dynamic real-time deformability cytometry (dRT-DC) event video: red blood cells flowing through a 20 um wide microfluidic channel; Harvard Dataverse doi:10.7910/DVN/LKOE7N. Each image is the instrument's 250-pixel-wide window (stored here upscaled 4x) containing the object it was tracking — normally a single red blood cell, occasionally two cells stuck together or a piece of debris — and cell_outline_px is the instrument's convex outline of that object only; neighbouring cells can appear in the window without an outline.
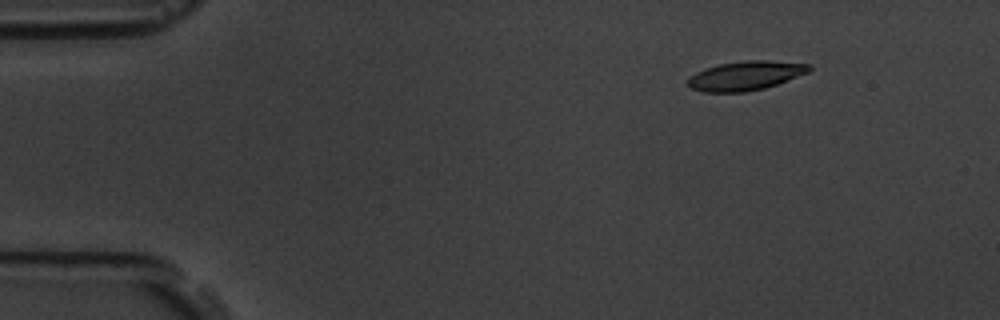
{"species": "common noctule bat (a hibernating species)", "species_latin": "Nyctalus noctula", "temperature_condition": "room temperature", "stored_images_in_passage": 7, "camera_frame_rate_fps": 3000, "um_per_image_px": 0.085, "animal": {"sex": "male", "body_mass_g": 19.5, "forearm_length_mm": 54.6}, "frame": {"image": 1, "passage_image": 3, "time_ms": 2.333, "image_size_px": [1000, 320], "cell_outline_px": [[812, 68], [808, 72], [776, 84], [764, 88], [744, 92], [704, 92], [692, 88], [688, 84], [688, 80], [696, 72], [704, 68], [720, 64], [744, 60], [768, 60], [812, 64]], "centroid_in_image_um": [63.39, 6.42], "position_along_channel_um": 21.6, "area_um2": 20.46}}
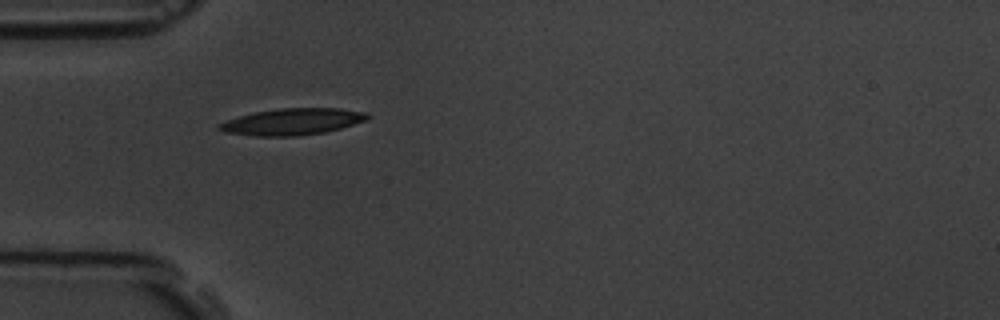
{"frame": {"image": 2, "passage_image": 6, "time_ms": 5.667, "image_size_px": [1000, 320], "cell_outline_px": [[372, 116], [364, 120], [340, 128], [324, 132], [296, 136], [256, 136], [224, 132], [216, 128], [216, 124], [252, 112], [280, 108], [340, 108], [368, 112]], "centroid_in_image_um": [24.83, 10.33], "position_along_channel_um": 60.2, "area_um2": 22.95}}
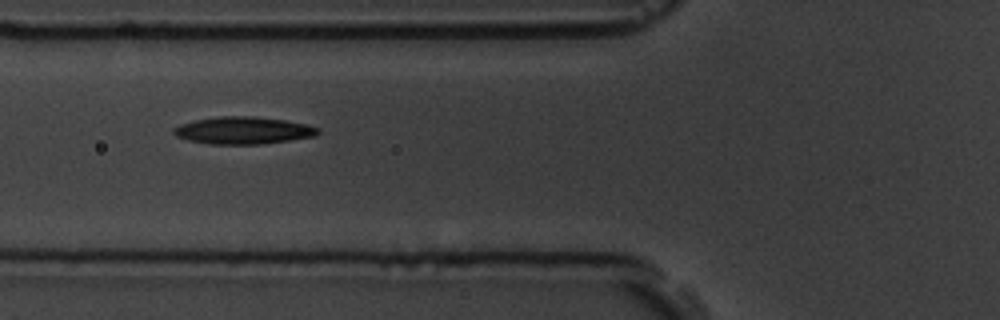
{"frame": {"image": 3, "passage_image": 7, "time_ms": 7.0, "image_size_px": [1000, 320], "cell_outline_px": [[320, 132], [316, 136], [264, 144], [208, 144], [188, 140], [176, 136], [172, 132], [172, 128], [180, 124], [196, 120], [220, 116], [252, 116], [284, 120], [308, 124], [320, 128]], "centroid_in_image_um": [20.69, 11.09], "position_along_channel_um": 105.1, "area_um2": 23.06}}